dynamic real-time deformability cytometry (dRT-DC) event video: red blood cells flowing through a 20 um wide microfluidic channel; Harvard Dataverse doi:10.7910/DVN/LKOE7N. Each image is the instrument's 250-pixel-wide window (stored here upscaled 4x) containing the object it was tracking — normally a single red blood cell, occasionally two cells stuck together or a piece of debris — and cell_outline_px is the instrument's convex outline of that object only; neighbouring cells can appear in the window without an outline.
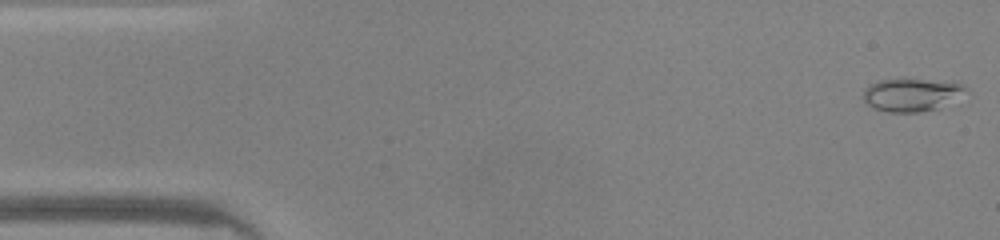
{"species": "common noctule bat (a hibernating species)", "species_latin": "Nyctalus noctula", "temperature_condition": "warm", "stored_images_in_passage": 45, "camera_frame_rate_fps": 3000, "um_per_image_px": 0.085, "animal": {"sex": "male", "body_mass_g": 20.0, "forearm_length_mm": 53.3}, "frame": {"image": 1, "passage_image": 1, "time_ms": 0.0, "image_size_px": [1000, 240], "cell_outline_px": [[968, 88], [940, 108], [920, 112], [888, 112], [876, 108], [868, 104], [864, 100], [864, 88], [868, 84], [880, 80], [904, 76], [960, 84]], "centroid_in_image_um": [77.39, 8.01], "position_along_channel_um": 7.6, "area_um2": 19.77}}
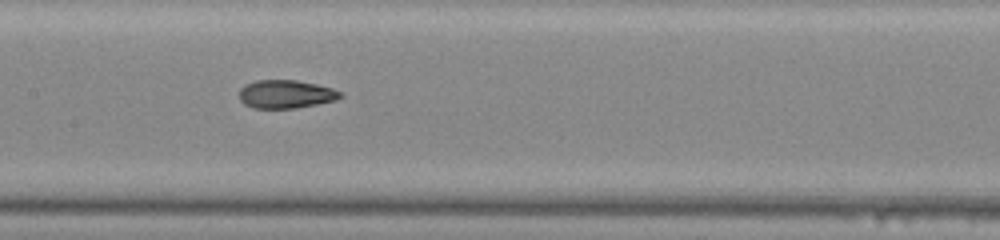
{"frame": {"image": 2, "passage_image": 22, "time_ms": 7.0, "image_size_px": [1000, 240], "cell_outline_px": [[344, 96], [336, 100], [316, 104], [292, 108], [252, 108], [244, 104], [240, 100], [240, 88], [244, 84], [256, 80], [296, 80], [316, 84], [332, 88], [344, 92]], "centroid_in_image_um": [24.3, 7.99], "position_along_channel_um": 183.1, "area_um2": 16.76}}
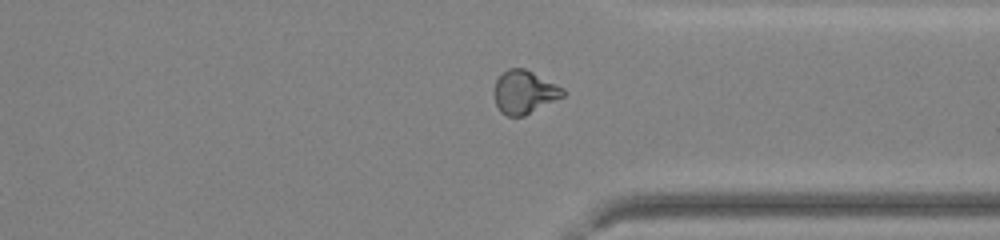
{"frame": {"image": 3, "passage_image": 35, "time_ms": 11.333, "image_size_px": [1000, 240], "cell_outline_px": [[564, 96], [524, 116], [508, 116], [500, 112], [496, 104], [492, 92], [496, 80], [508, 68], [524, 68], [564, 88]], "centroid_in_image_um": [44.53, 7.84], "position_along_channel_um": 366.9, "area_um2": 17.28}, "authors_computed_cell_mechanics": {"area_um2": 17.4556, "velocity_mm_per_s": 4.2928, "shape_relaxation_time_tau1_ms": null, "shape_relaxation_time_tau2_ms": 1.3856, "deformation_change_tau1": null, "deformation_change_tau2": 0.0753}}